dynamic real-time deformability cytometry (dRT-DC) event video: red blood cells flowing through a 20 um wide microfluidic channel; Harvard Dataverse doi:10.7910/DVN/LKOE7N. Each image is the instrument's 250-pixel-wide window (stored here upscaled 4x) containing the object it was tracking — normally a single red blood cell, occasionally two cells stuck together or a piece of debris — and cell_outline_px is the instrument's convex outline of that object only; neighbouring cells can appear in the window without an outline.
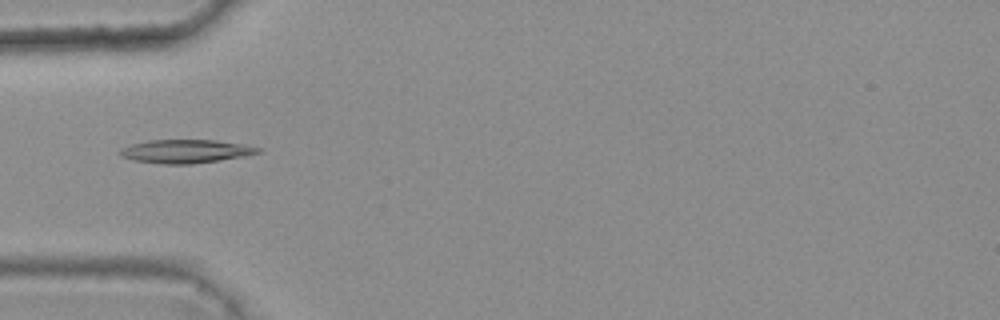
{"species": "common noctule bat (a hibernating species)", "species_latin": "Nyctalus noctula", "temperature_condition": "warm", "stored_images_in_passage": 6, "camera_frame_rate_fps": 3000, "um_per_image_px": 0.085, "animal": {"sex": "female", "body_mass_g": 25.1}, "frame": {"image": 1, "passage_image": 3, "time_ms": 0.667, "image_size_px": [1000, 320], "cell_outline_px": [[264, 152], [244, 156], [220, 160], [192, 164], [160, 164], [132, 160], [120, 156], [116, 152], [120, 148], [132, 144], [148, 140], [216, 140], [240, 144], [260, 148]], "centroid_in_image_um": [15.73, 12.87], "position_along_channel_um": 69.3, "area_um2": 19.02}}
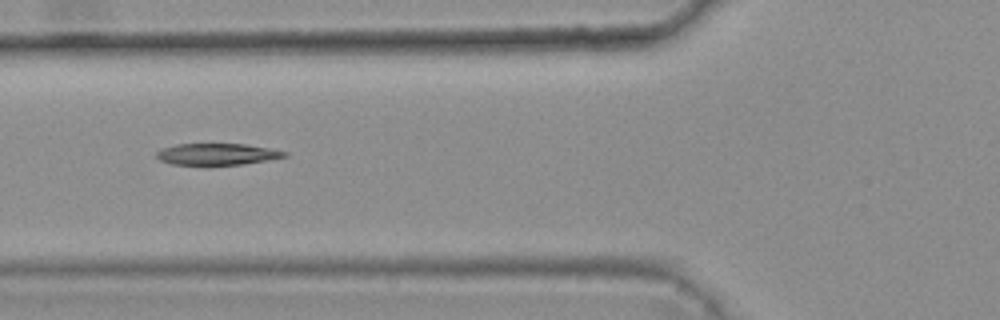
{"frame": {"image": 2, "passage_image": 4, "time_ms": 1.0, "image_size_px": [1000, 320], "cell_outline_px": [[288, 156], [244, 164], [172, 164], [160, 160], [156, 156], [156, 152], [164, 148], [176, 144], [244, 144], [268, 148], [288, 152]], "centroid_in_image_um": [18.46, 13.09], "position_along_channel_um": 107.3, "area_um2": 15.72}}
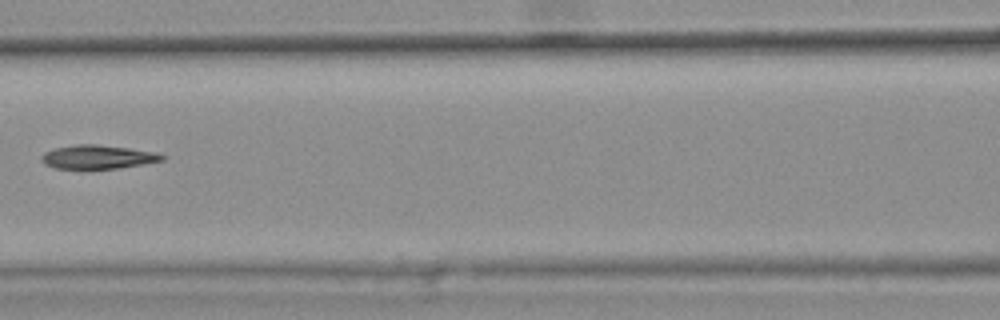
{"frame": {"image": 3, "passage_image": 5, "time_ms": 1.333, "image_size_px": [1000, 320], "cell_outline_px": [[168, 156], [164, 160], [120, 168], [56, 168], [44, 164], [40, 160], [40, 156], [44, 152], [56, 148], [76, 144], [96, 144], [160, 152]], "centroid_in_image_um": [8.35, 13.33], "position_along_channel_um": 158.2, "area_um2": 16.76}}